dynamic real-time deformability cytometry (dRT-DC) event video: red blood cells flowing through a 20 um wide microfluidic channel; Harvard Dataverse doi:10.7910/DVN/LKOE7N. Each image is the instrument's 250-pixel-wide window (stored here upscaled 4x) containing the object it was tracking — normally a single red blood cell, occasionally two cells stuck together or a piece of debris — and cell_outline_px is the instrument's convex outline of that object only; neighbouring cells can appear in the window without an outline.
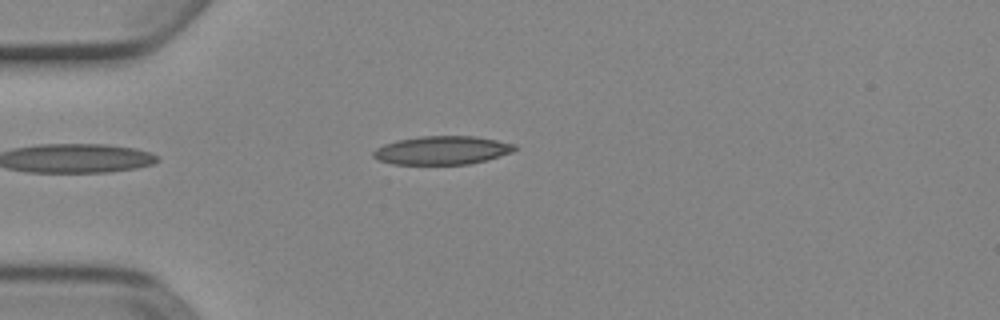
{"species": "Egyptian fruit bat (a non-hibernating species)", "species_latin": "Rousettus aegyptiacus", "temperature_condition": "cold", "stored_images_in_passage": 4, "camera_frame_rate_fps": 3000, "um_per_image_px": 0.085, "animal": {"sex": "female"}, "frame": {"image": 1, "passage_image": 4, "time_ms": 1.0, "image_size_px": [1000, 320], "cell_outline_px": [[516, 148], [512, 152], [484, 160], [468, 164], [392, 164], [380, 160], [372, 156], [372, 152], [376, 148], [384, 144], [396, 140], [420, 136], [476, 136], [516, 144]], "centroid_in_image_um": [37.55, 12.76], "position_along_channel_um": 47.5, "area_um2": 23.35}}